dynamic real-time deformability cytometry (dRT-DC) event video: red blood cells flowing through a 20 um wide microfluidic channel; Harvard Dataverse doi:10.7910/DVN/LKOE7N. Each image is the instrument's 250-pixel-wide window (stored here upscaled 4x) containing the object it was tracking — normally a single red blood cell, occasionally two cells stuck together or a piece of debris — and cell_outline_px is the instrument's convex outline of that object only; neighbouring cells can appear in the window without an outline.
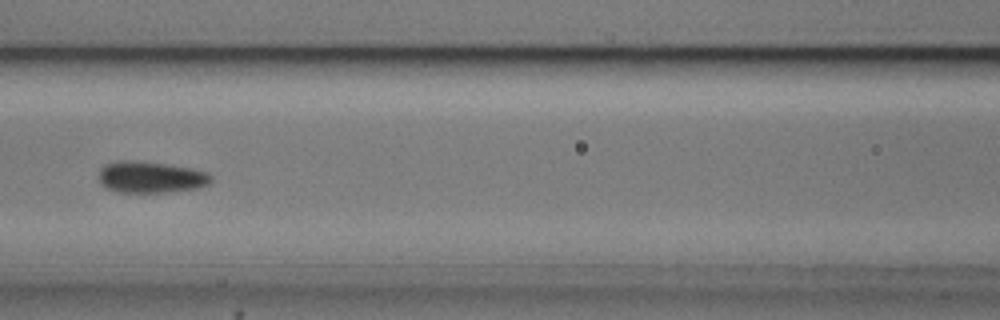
{"species": "common noctule bat (a hibernating species)", "species_latin": "Nyctalus noctula", "temperature_condition": "cold", "stored_images_in_passage": 10, "camera_frame_rate_fps": 3000, "um_per_image_px": 0.085, "animal": {"sex": "male", "body_mass_g": 20.5, "forearm_length_mm": 52.5}, "frame": {"image": 1, "passage_image": 7, "time_ms": 7.667, "image_size_px": [1000, 320], "cell_outline_px": [[212, 180], [208, 184], [196, 188], [164, 192], [120, 192], [104, 188], [100, 184], [100, 168], [104, 164], [120, 160], [132, 160], [164, 164], [192, 168], [204, 172], [212, 176]], "centroid_in_image_um": [12.76, 15.05], "position_along_channel_um": 153.8, "area_um2": 20.46}}
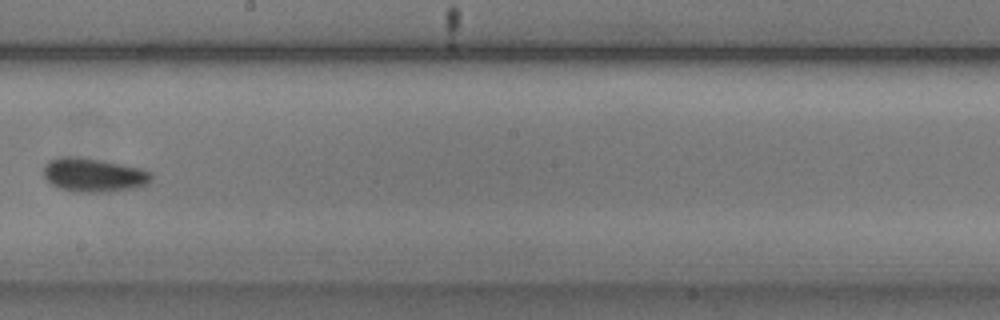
{"frame": {"image": 2, "passage_image": 9, "time_ms": 10.0, "image_size_px": [1000, 320], "cell_outline_px": [[152, 180], [148, 184], [136, 188], [108, 192], [72, 192], [56, 188], [44, 176], [44, 164], [48, 160], [60, 156], [72, 156], [100, 160], [140, 168], [152, 172]], "centroid_in_image_um": [7.95, 14.89], "position_along_channel_um": 240.2, "area_um2": 21.5}}